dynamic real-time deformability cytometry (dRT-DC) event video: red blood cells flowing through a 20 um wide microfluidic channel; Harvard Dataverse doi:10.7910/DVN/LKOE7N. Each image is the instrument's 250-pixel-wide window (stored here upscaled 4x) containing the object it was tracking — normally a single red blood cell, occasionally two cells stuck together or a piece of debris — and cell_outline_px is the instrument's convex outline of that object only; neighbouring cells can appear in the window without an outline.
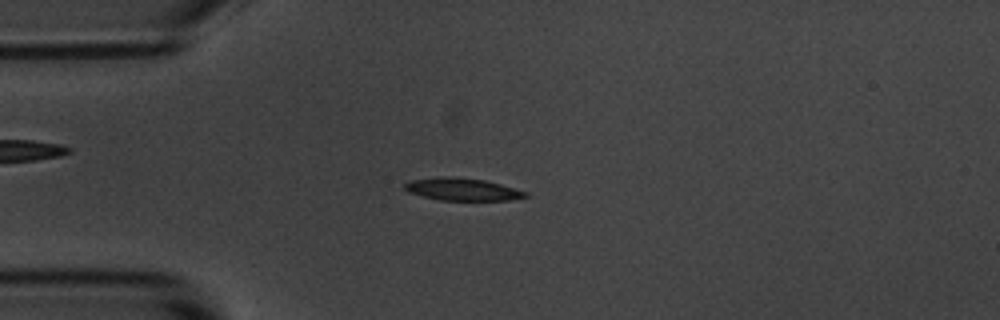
{"species": "common noctule bat (a hibernating species)", "species_latin": "Nyctalus noctula", "temperature_condition": "room temperature", "stored_images_in_passage": 5, "camera_frame_rate_fps": 3000, "um_per_image_px": 0.085, "animal": {"sex": "male", "body_mass_g": 20.1, "forearm_length_mm": 53.5}, "frame": {"image": 1, "passage_image": 3, "time_ms": 3.0, "image_size_px": [1000, 320], "cell_outline_px": [[528, 196], [508, 200], [440, 200], [408, 192], [404, 188], [404, 184], [408, 180], [448, 176], [452, 176], [484, 180], [500, 184], [528, 192]], "centroid_in_image_um": [39.28, 16.08], "position_along_channel_um": 45.7, "area_um2": 15.66}}